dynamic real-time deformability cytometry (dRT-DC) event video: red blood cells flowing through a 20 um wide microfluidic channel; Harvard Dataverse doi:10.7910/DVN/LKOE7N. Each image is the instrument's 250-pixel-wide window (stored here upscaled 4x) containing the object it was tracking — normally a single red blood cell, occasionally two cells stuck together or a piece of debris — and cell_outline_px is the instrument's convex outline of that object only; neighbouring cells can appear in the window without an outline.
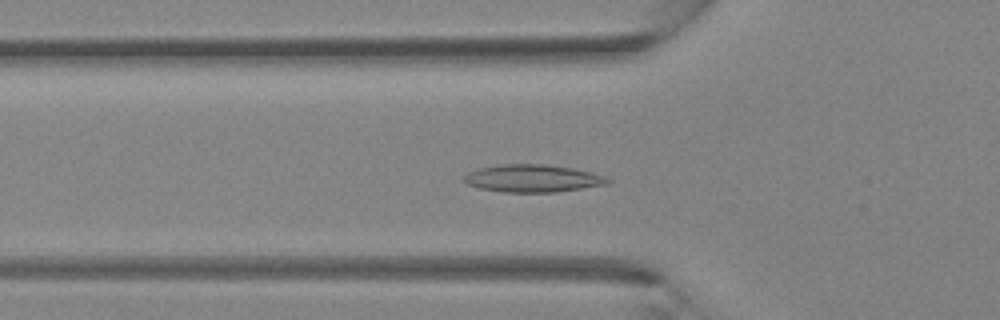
{"species": "Egyptian fruit bat (a non-hibernating species)", "species_latin": "Rousettus aegyptiacus", "temperature_condition": "room temperature", "stored_images_in_passage": 41, "camera_frame_rate_fps": 3000, "um_per_image_px": 0.085, "animal": {"sex": "female"}, "frame": {"image": 1, "passage_image": 14, "time_ms": 4.333, "image_size_px": [1000, 320], "cell_outline_px": [[612, 180], [608, 184], [556, 192], [504, 192], [480, 188], [468, 184], [464, 180], [464, 176], [468, 172], [480, 168], [504, 164], [544, 164], [572, 168], [592, 172], [604, 176]], "centroid_in_image_um": [45.3, 15.16], "position_along_channel_um": 80.5, "area_um2": 22.89}}
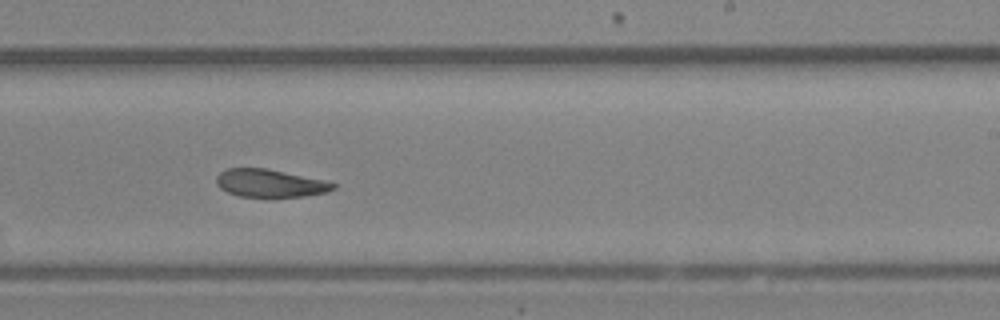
{"frame": {"image": 2, "passage_image": 25, "time_ms": 8.0, "image_size_px": [1000, 320], "cell_outline_px": [[336, 188], [328, 192], [304, 196], [240, 196], [228, 192], [220, 188], [216, 184], [216, 176], [224, 168], [264, 168], [324, 180], [336, 184]], "centroid_in_image_um": [22.93, 15.56], "position_along_channel_um": 266.1, "area_um2": 18.73}}
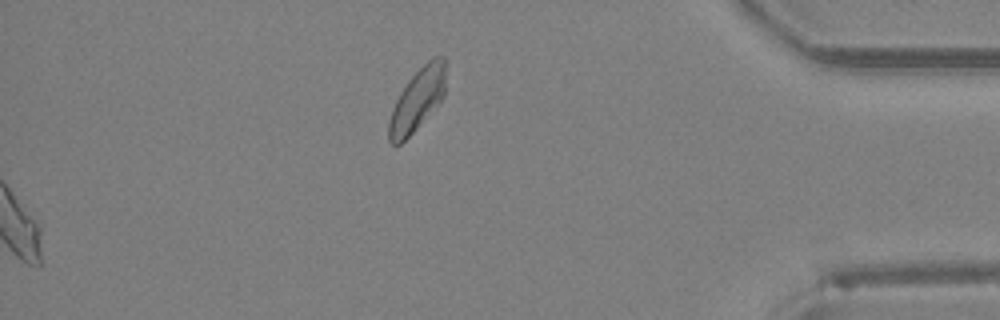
{"frame": {"image": 3, "passage_image": 41, "time_ms": 13.333, "image_size_px": [1000, 320], "cell_outline_px": [[444, 96], [416, 128], [400, 144], [392, 144], [388, 140], [388, 124], [392, 108], [400, 92], [408, 80], [432, 56], [444, 56]], "centroid_in_image_um": [35.44, 8.47], "position_along_channel_um": 399.8, "area_um2": 20.06}}